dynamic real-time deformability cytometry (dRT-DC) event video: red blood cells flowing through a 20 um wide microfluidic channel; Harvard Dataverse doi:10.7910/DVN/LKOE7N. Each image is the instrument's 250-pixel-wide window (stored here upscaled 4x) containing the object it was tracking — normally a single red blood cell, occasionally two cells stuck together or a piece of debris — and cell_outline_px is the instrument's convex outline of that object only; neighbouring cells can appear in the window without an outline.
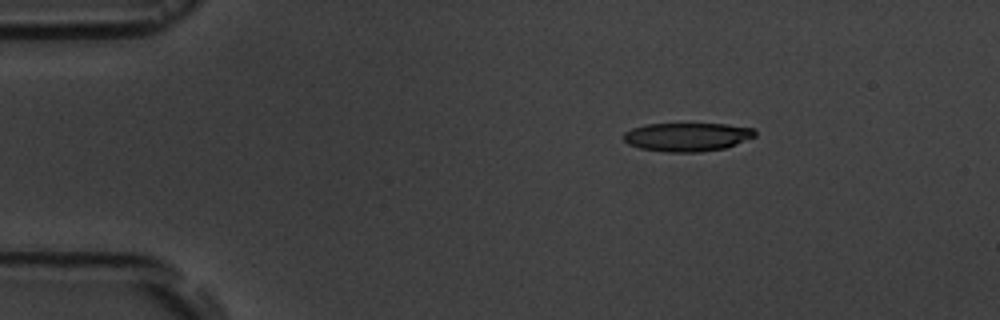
{"species": "common noctule bat (a hibernating species)", "species_latin": "Nyctalus noctula", "temperature_condition": "room temperature", "stored_images_in_passage": 3, "camera_frame_rate_fps": 3000, "um_per_image_px": 0.085, "animal": {"sex": "male", "body_mass_g": 19.5, "forearm_length_mm": 54.6}, "frame": {"image": 1, "passage_image": 1, "time_ms": 0.0, "image_size_px": [1000, 320], "cell_outline_px": [[756, 136], [736, 144], [724, 148], [700, 152], [668, 152], [640, 148], [628, 144], [624, 140], [624, 132], [632, 128], [644, 124], [724, 124], [752, 128], [756, 132]], "centroid_in_image_um": [58.39, 11.64], "position_along_channel_um": 26.6, "area_um2": 21.79}}